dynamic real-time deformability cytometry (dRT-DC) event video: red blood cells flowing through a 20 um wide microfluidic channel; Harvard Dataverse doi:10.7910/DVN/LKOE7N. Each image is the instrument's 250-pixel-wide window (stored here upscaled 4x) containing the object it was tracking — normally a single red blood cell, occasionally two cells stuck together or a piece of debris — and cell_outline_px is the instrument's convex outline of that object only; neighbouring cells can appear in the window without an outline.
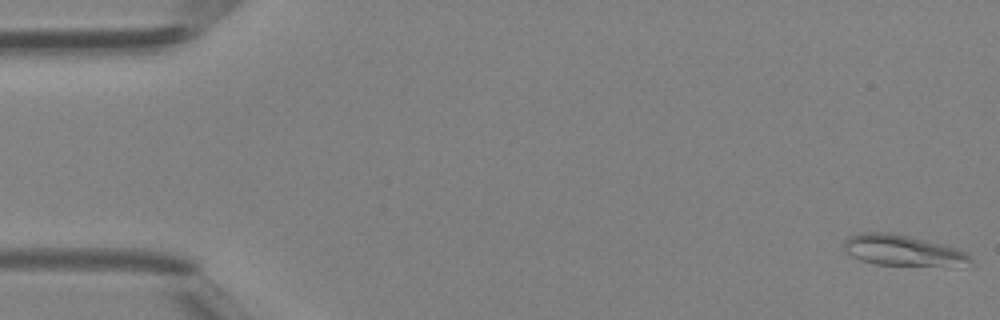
{"species": "Egyptian fruit bat (a non-hibernating species)", "species_latin": "Rousettus aegyptiacus", "temperature_condition": "room temperature", "stored_images_in_passage": 14, "camera_frame_rate_fps": 3000, "um_per_image_px": 0.085, "animal": {"sex": "female"}, "frame": {"image": 1, "passage_image": 1, "time_ms": 0.0, "image_size_px": [1000, 320], "cell_outline_px": [[972, 264], [960, 268], [956, 268], [876, 264], [860, 260], [844, 252], [844, 240], [848, 236], [860, 232], [892, 232], [944, 244], [968, 252], [972, 260]], "centroid_in_image_um": [76.83, 21.32], "position_along_channel_um": 8.2, "area_um2": 23.81}}